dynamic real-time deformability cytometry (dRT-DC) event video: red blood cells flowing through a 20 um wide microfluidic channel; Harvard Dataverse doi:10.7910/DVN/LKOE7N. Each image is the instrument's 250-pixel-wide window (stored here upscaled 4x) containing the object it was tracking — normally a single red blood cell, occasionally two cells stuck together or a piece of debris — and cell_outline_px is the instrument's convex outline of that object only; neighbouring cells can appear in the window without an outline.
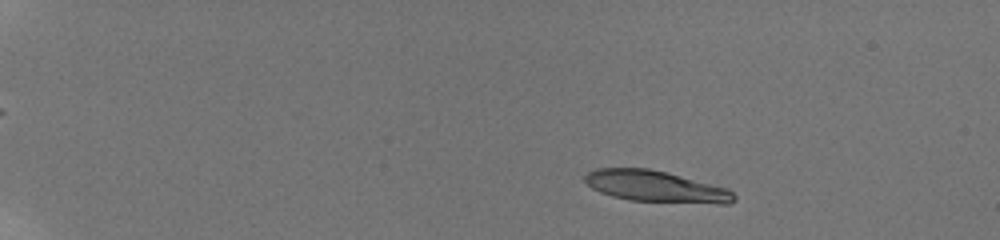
{"species": "human", "species_latin": "Homo sapiens", "temperature_condition": "room temperature", "stored_images_in_passage": 22, "camera_frame_rate_fps": 3000, "um_per_image_px": 0.085, "donor": {"sex": "male"}, "frame": {"image": 1, "passage_image": 5, "time_ms": 2.333, "image_size_px": [1000, 240], "cell_outline_px": [[736, 200], [728, 204], [720, 204], [628, 200], [612, 196], [600, 192], [592, 188], [584, 180], [584, 176], [588, 172], [596, 168], [648, 168], [668, 172], [728, 188], [736, 196]], "centroid_in_image_um": [55.77, 15.85], "position_along_channel_um": 29.2, "area_um2": 27.4}}
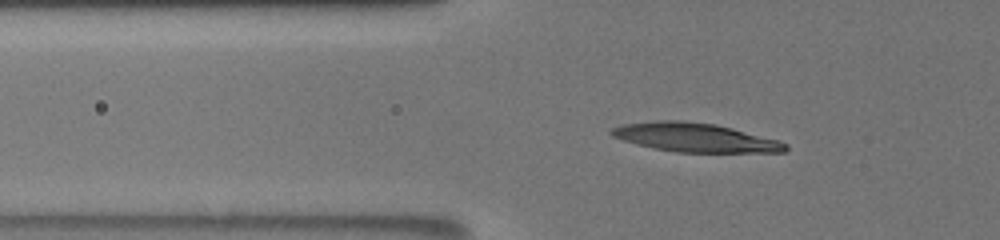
{"frame": {"image": 2, "passage_image": 13, "time_ms": 6.333, "image_size_px": [1000, 240], "cell_outline_px": [[788, 152], [676, 152], [636, 144], [612, 136], [608, 132], [612, 128], [624, 124], [652, 120], [684, 120], [716, 124], [780, 140], [788, 144]], "centroid_in_image_um": [59.11, 11.68], "position_along_channel_um": 66.7, "area_um2": 29.36}}